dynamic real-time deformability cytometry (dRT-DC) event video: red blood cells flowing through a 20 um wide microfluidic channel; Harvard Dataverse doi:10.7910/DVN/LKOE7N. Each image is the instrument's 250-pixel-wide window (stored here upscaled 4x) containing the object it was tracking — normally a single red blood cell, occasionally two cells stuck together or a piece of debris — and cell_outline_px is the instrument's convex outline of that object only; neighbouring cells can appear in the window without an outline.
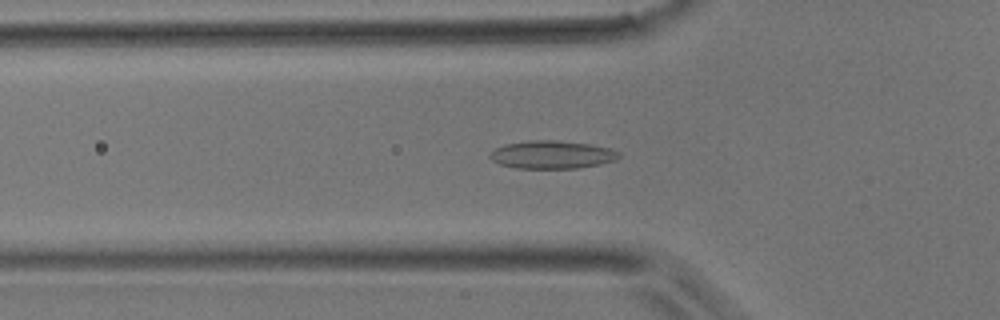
{"species": "common noctule bat (a hibernating species)", "species_latin": "Nyctalus noctula", "temperature_condition": "room temperature", "stored_images_in_passage": 39, "camera_frame_rate_fps": 3000, "um_per_image_px": 0.085, "animal": {"sex": "male", "body_mass_g": 17.9}, "frame": {"image": 1, "passage_image": 5, "time_ms": 1.333, "image_size_px": [1000, 320], "cell_outline_px": [[620, 156], [616, 160], [600, 164], [580, 168], [516, 168], [500, 164], [492, 160], [488, 156], [496, 148], [504, 144], [528, 140], [556, 140], [588, 144], [608, 148], [620, 152]], "centroid_in_image_um": [46.91, 13.14], "position_along_channel_um": 78.9, "area_um2": 20.98}}
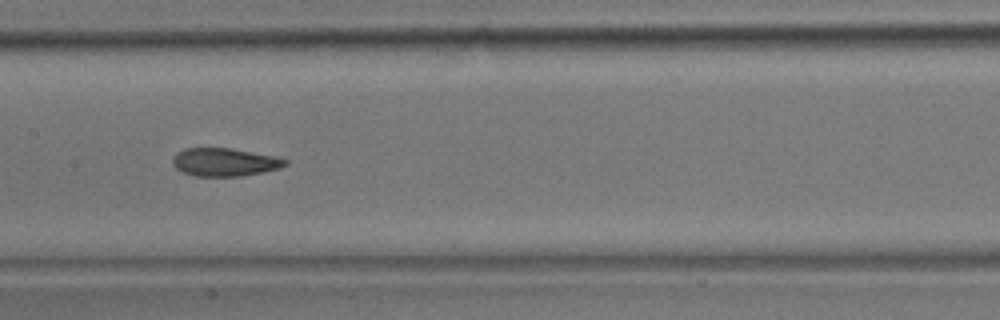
{"frame": {"image": 2, "passage_image": 13, "time_ms": 4.0, "image_size_px": [1000, 320], "cell_outline_px": [[288, 164], [280, 168], [244, 176], [196, 176], [184, 172], [176, 168], [172, 164], [172, 156], [176, 152], [184, 148], [232, 148], [272, 156], [288, 160]], "centroid_in_image_um": [19.06, 13.78], "position_along_channel_um": 188.3, "area_um2": 18.44}}
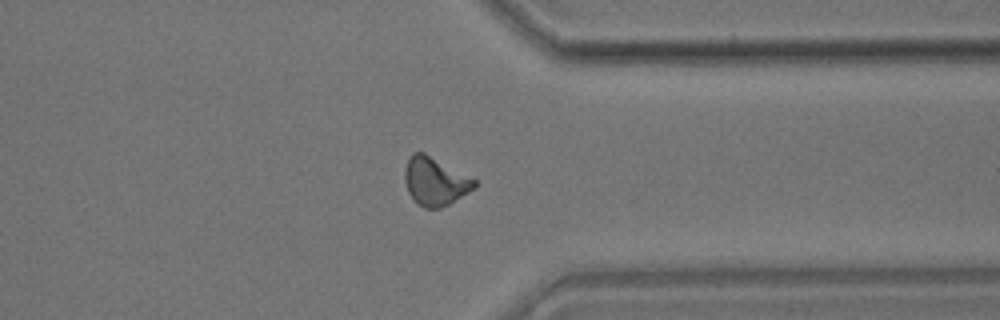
{"frame": {"image": 3, "passage_image": 27, "time_ms": 8.667, "image_size_px": [1000, 320], "cell_outline_px": [[476, 188], [448, 204], [440, 208], [424, 208], [416, 204], [408, 192], [404, 180], [404, 168], [412, 152], [424, 152], [476, 180]], "centroid_in_image_um": [36.95, 15.42], "position_along_channel_um": 374.5, "area_um2": 19.54}}